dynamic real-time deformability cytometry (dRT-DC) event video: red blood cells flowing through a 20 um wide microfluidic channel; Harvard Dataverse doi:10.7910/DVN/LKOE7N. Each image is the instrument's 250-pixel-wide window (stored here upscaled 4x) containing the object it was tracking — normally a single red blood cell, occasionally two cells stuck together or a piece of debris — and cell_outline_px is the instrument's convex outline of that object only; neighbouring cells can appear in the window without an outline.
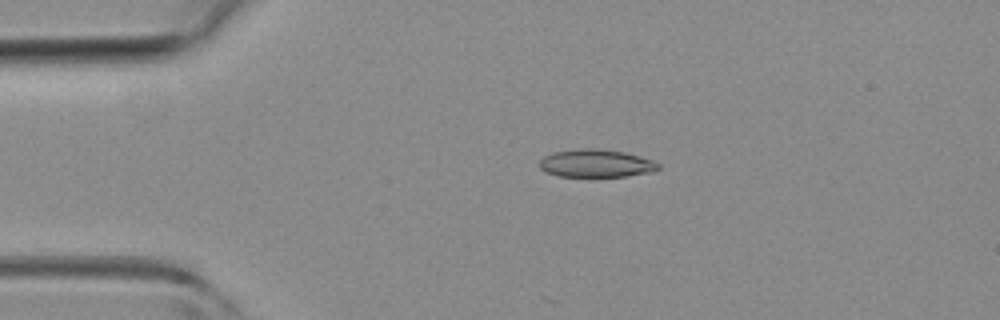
{"species": "common noctule bat (a hibernating species)", "species_latin": "Nyctalus noctula", "temperature_condition": "room temperature", "stored_images_in_passage": 4, "camera_frame_rate_fps": 3000, "um_per_image_px": 0.085, "animal": {"sex": "female", "body_mass_g": 19.3, "forearm_length_mm": 54.1}, "frame": {"image": 1, "passage_image": 1, "time_ms": 0.0, "image_size_px": [1000, 320], "cell_outline_px": [[660, 168], [656, 172], [628, 176], [560, 176], [548, 172], [540, 168], [540, 160], [544, 156], [552, 152], [584, 148], [596, 148], [624, 152], [640, 156], [652, 160], [660, 164]], "centroid_in_image_um": [50.72, 13.88], "position_along_channel_um": 34.3, "area_um2": 19.31}}
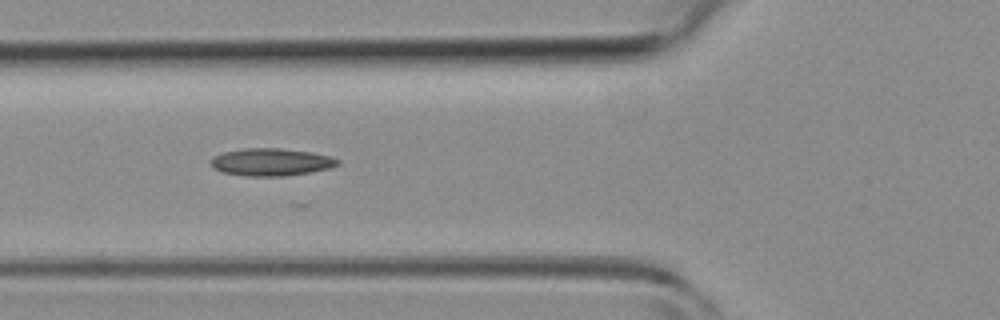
{"frame": {"image": 2, "passage_image": 3, "time_ms": 2.333, "image_size_px": [1000, 320], "cell_outline_px": [[340, 164], [328, 168], [308, 172], [284, 176], [244, 176], [224, 172], [212, 168], [208, 160], [212, 156], [224, 152], [244, 148], [280, 148], [312, 152], [328, 156], [340, 160]], "centroid_in_image_um": [22.98, 13.77], "position_along_channel_um": 102.8, "area_um2": 20.35}}